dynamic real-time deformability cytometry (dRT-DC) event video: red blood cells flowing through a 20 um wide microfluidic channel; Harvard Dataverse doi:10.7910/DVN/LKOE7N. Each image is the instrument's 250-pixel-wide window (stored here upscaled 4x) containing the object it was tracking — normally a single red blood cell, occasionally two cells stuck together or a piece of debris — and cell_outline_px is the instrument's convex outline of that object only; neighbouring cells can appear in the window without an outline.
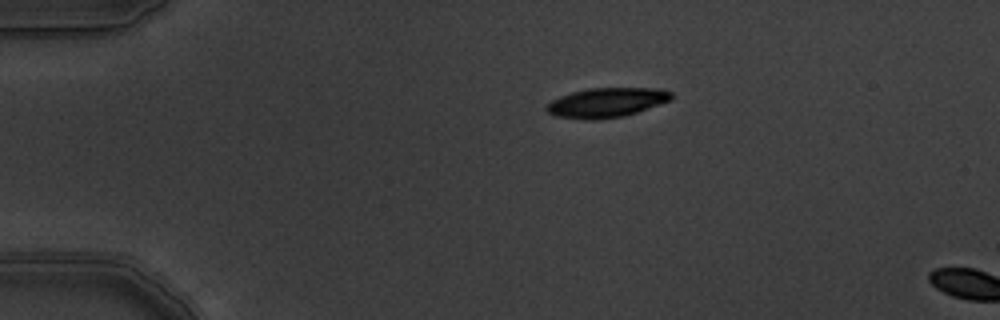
{"species": "common noctule bat (a hibernating species)", "species_latin": "Nyctalus noctula", "temperature_condition": "warm", "stored_images_in_passage": 2, "camera_frame_rate_fps": 3000, "um_per_image_px": 0.085, "animal": {"sex": "male", "body_mass_g": 19.5, "forearm_length_mm": 54.6}, "frame": {"image": 1, "passage_image": 1, "time_ms": 0.0, "image_size_px": [1000, 320], "cell_outline_px": [[672, 100], [624, 116], [596, 120], [584, 120], [556, 116], [548, 112], [544, 108], [552, 100], [560, 96], [572, 92], [588, 88], [660, 88], [672, 92]], "centroid_in_image_um": [51.56, 8.72], "position_along_channel_um": 33.4, "area_um2": 21.56}}